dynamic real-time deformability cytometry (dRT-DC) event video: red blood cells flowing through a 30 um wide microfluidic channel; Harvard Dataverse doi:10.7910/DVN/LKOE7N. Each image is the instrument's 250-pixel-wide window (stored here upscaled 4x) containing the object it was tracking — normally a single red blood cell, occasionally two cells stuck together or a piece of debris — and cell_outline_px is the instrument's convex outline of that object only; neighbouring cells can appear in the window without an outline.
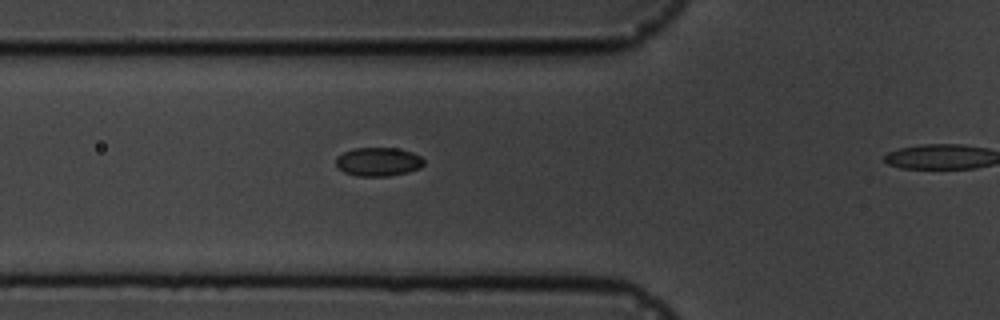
{"species": "common noctule bat (a hibernating species)", "species_latin": "Nyctalus noctula", "temperature_condition": "cold", "stored_images_in_passage": 5, "camera_frame_rate_fps": 3000, "um_per_image_px": 0.085, "animal": {"sex": "male", "body_mass_g": 19.5, "forearm_length_mm": 54.6}, "frame": {"image": 1, "passage_image": 4, "time_ms": 3.333, "image_size_px": [1000, 320], "cell_outline_px": [[424, 164], [420, 168], [408, 172], [388, 176], [356, 176], [344, 172], [336, 164], [336, 156], [352, 148], [396, 148], [412, 152], [420, 156], [424, 160]], "centroid_in_image_um": [32.16, 13.75], "position_along_channel_um": 93.6, "area_um2": 14.74}}